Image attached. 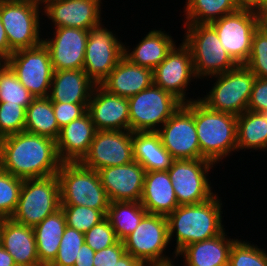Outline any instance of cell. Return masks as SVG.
<instances>
[{"mask_svg": "<svg viewBox=\"0 0 267 266\" xmlns=\"http://www.w3.org/2000/svg\"><path fill=\"white\" fill-rule=\"evenodd\" d=\"M126 253L123 241H118L116 244L96 251L94 255V266H114L117 261Z\"/></svg>", "mask_w": 267, "mask_h": 266, "instance_id": "obj_45", "label": "cell"}, {"mask_svg": "<svg viewBox=\"0 0 267 266\" xmlns=\"http://www.w3.org/2000/svg\"><path fill=\"white\" fill-rule=\"evenodd\" d=\"M165 32L161 28L149 30L133 49L124 43V56L133 64L154 70L177 42L169 32Z\"/></svg>", "mask_w": 267, "mask_h": 266, "instance_id": "obj_28", "label": "cell"}, {"mask_svg": "<svg viewBox=\"0 0 267 266\" xmlns=\"http://www.w3.org/2000/svg\"><path fill=\"white\" fill-rule=\"evenodd\" d=\"M84 237L85 243L95 252L110 247L119 241L107 218L85 232Z\"/></svg>", "mask_w": 267, "mask_h": 266, "instance_id": "obj_42", "label": "cell"}, {"mask_svg": "<svg viewBox=\"0 0 267 266\" xmlns=\"http://www.w3.org/2000/svg\"><path fill=\"white\" fill-rule=\"evenodd\" d=\"M127 99L131 132H157L183 104L154 84Z\"/></svg>", "mask_w": 267, "mask_h": 266, "instance_id": "obj_9", "label": "cell"}, {"mask_svg": "<svg viewBox=\"0 0 267 266\" xmlns=\"http://www.w3.org/2000/svg\"><path fill=\"white\" fill-rule=\"evenodd\" d=\"M123 244L126 253L144 266L170 265L179 260L174 251L172 255H166L170 241L168 220L164 215L147 213L137 228L123 240Z\"/></svg>", "mask_w": 267, "mask_h": 266, "instance_id": "obj_4", "label": "cell"}, {"mask_svg": "<svg viewBox=\"0 0 267 266\" xmlns=\"http://www.w3.org/2000/svg\"><path fill=\"white\" fill-rule=\"evenodd\" d=\"M110 202H140L145 169L137 161L97 171Z\"/></svg>", "mask_w": 267, "mask_h": 266, "instance_id": "obj_20", "label": "cell"}, {"mask_svg": "<svg viewBox=\"0 0 267 266\" xmlns=\"http://www.w3.org/2000/svg\"><path fill=\"white\" fill-rule=\"evenodd\" d=\"M0 266H17L13 257L0 244Z\"/></svg>", "mask_w": 267, "mask_h": 266, "instance_id": "obj_51", "label": "cell"}, {"mask_svg": "<svg viewBox=\"0 0 267 266\" xmlns=\"http://www.w3.org/2000/svg\"><path fill=\"white\" fill-rule=\"evenodd\" d=\"M250 242L237 239L233 243L228 266H267V251Z\"/></svg>", "mask_w": 267, "mask_h": 266, "instance_id": "obj_37", "label": "cell"}, {"mask_svg": "<svg viewBox=\"0 0 267 266\" xmlns=\"http://www.w3.org/2000/svg\"><path fill=\"white\" fill-rule=\"evenodd\" d=\"M209 24L232 59L237 64H245L251 53L253 34L259 27L257 12L238 9Z\"/></svg>", "mask_w": 267, "mask_h": 266, "instance_id": "obj_14", "label": "cell"}, {"mask_svg": "<svg viewBox=\"0 0 267 266\" xmlns=\"http://www.w3.org/2000/svg\"><path fill=\"white\" fill-rule=\"evenodd\" d=\"M218 195L203 203L179 205L167 216L169 241H176V255L185 246L216 237L225 230L223 203Z\"/></svg>", "mask_w": 267, "mask_h": 266, "instance_id": "obj_2", "label": "cell"}, {"mask_svg": "<svg viewBox=\"0 0 267 266\" xmlns=\"http://www.w3.org/2000/svg\"><path fill=\"white\" fill-rule=\"evenodd\" d=\"M214 79L209 92L199 99L211 110L239 116L247 110L255 74L244 64L221 74L205 78Z\"/></svg>", "mask_w": 267, "mask_h": 266, "instance_id": "obj_7", "label": "cell"}, {"mask_svg": "<svg viewBox=\"0 0 267 266\" xmlns=\"http://www.w3.org/2000/svg\"><path fill=\"white\" fill-rule=\"evenodd\" d=\"M61 209L64 212L67 226L83 233L106 218L101 210L87 206L61 205Z\"/></svg>", "mask_w": 267, "mask_h": 266, "instance_id": "obj_38", "label": "cell"}, {"mask_svg": "<svg viewBox=\"0 0 267 266\" xmlns=\"http://www.w3.org/2000/svg\"><path fill=\"white\" fill-rule=\"evenodd\" d=\"M6 60L0 59V73L7 67Z\"/></svg>", "mask_w": 267, "mask_h": 266, "instance_id": "obj_53", "label": "cell"}, {"mask_svg": "<svg viewBox=\"0 0 267 266\" xmlns=\"http://www.w3.org/2000/svg\"><path fill=\"white\" fill-rule=\"evenodd\" d=\"M134 160L146 172L168 170L174 160L157 132H132Z\"/></svg>", "mask_w": 267, "mask_h": 266, "instance_id": "obj_29", "label": "cell"}, {"mask_svg": "<svg viewBox=\"0 0 267 266\" xmlns=\"http://www.w3.org/2000/svg\"><path fill=\"white\" fill-rule=\"evenodd\" d=\"M95 86L83 69L55 70L48 97L52 102L89 103Z\"/></svg>", "mask_w": 267, "mask_h": 266, "instance_id": "obj_27", "label": "cell"}, {"mask_svg": "<svg viewBox=\"0 0 267 266\" xmlns=\"http://www.w3.org/2000/svg\"><path fill=\"white\" fill-rule=\"evenodd\" d=\"M62 163L53 139L25 131L0 139V167L13 176L50 177L58 173Z\"/></svg>", "mask_w": 267, "mask_h": 266, "instance_id": "obj_1", "label": "cell"}, {"mask_svg": "<svg viewBox=\"0 0 267 266\" xmlns=\"http://www.w3.org/2000/svg\"><path fill=\"white\" fill-rule=\"evenodd\" d=\"M96 132L88 111L61 128L56 140L60 160L63 163L80 162L88 153Z\"/></svg>", "mask_w": 267, "mask_h": 266, "instance_id": "obj_24", "label": "cell"}, {"mask_svg": "<svg viewBox=\"0 0 267 266\" xmlns=\"http://www.w3.org/2000/svg\"><path fill=\"white\" fill-rule=\"evenodd\" d=\"M256 12L258 15L259 28H267V0Z\"/></svg>", "mask_w": 267, "mask_h": 266, "instance_id": "obj_50", "label": "cell"}, {"mask_svg": "<svg viewBox=\"0 0 267 266\" xmlns=\"http://www.w3.org/2000/svg\"><path fill=\"white\" fill-rule=\"evenodd\" d=\"M183 24H209L239 8L234 0H185Z\"/></svg>", "mask_w": 267, "mask_h": 266, "instance_id": "obj_33", "label": "cell"}, {"mask_svg": "<svg viewBox=\"0 0 267 266\" xmlns=\"http://www.w3.org/2000/svg\"><path fill=\"white\" fill-rule=\"evenodd\" d=\"M164 266H176V265L173 263V264H170V265H164Z\"/></svg>", "mask_w": 267, "mask_h": 266, "instance_id": "obj_55", "label": "cell"}, {"mask_svg": "<svg viewBox=\"0 0 267 266\" xmlns=\"http://www.w3.org/2000/svg\"><path fill=\"white\" fill-rule=\"evenodd\" d=\"M226 233L225 229L216 237L185 246L177 258H184V266H228L231 247L237 238Z\"/></svg>", "mask_w": 267, "mask_h": 266, "instance_id": "obj_25", "label": "cell"}, {"mask_svg": "<svg viewBox=\"0 0 267 266\" xmlns=\"http://www.w3.org/2000/svg\"><path fill=\"white\" fill-rule=\"evenodd\" d=\"M87 111L97 131L129 130V102L126 97L113 95L96 85Z\"/></svg>", "mask_w": 267, "mask_h": 266, "instance_id": "obj_21", "label": "cell"}, {"mask_svg": "<svg viewBox=\"0 0 267 266\" xmlns=\"http://www.w3.org/2000/svg\"><path fill=\"white\" fill-rule=\"evenodd\" d=\"M6 62L35 98L49 96L54 70L49 51L43 43L14 51Z\"/></svg>", "mask_w": 267, "mask_h": 266, "instance_id": "obj_12", "label": "cell"}, {"mask_svg": "<svg viewBox=\"0 0 267 266\" xmlns=\"http://www.w3.org/2000/svg\"><path fill=\"white\" fill-rule=\"evenodd\" d=\"M23 180L0 167V219L11 218L16 211Z\"/></svg>", "mask_w": 267, "mask_h": 266, "instance_id": "obj_36", "label": "cell"}, {"mask_svg": "<svg viewBox=\"0 0 267 266\" xmlns=\"http://www.w3.org/2000/svg\"><path fill=\"white\" fill-rule=\"evenodd\" d=\"M85 243L84 233L66 226L56 258L49 266H74L76 256Z\"/></svg>", "mask_w": 267, "mask_h": 266, "instance_id": "obj_39", "label": "cell"}, {"mask_svg": "<svg viewBox=\"0 0 267 266\" xmlns=\"http://www.w3.org/2000/svg\"><path fill=\"white\" fill-rule=\"evenodd\" d=\"M115 32L102 23L89 30L83 70L96 85H100L124 56V43Z\"/></svg>", "mask_w": 267, "mask_h": 266, "instance_id": "obj_13", "label": "cell"}, {"mask_svg": "<svg viewBox=\"0 0 267 266\" xmlns=\"http://www.w3.org/2000/svg\"><path fill=\"white\" fill-rule=\"evenodd\" d=\"M267 35V28H260Z\"/></svg>", "mask_w": 267, "mask_h": 266, "instance_id": "obj_54", "label": "cell"}, {"mask_svg": "<svg viewBox=\"0 0 267 266\" xmlns=\"http://www.w3.org/2000/svg\"><path fill=\"white\" fill-rule=\"evenodd\" d=\"M157 133L174 160L203 159L193 116V101L182 104Z\"/></svg>", "mask_w": 267, "mask_h": 266, "instance_id": "obj_15", "label": "cell"}, {"mask_svg": "<svg viewBox=\"0 0 267 266\" xmlns=\"http://www.w3.org/2000/svg\"><path fill=\"white\" fill-rule=\"evenodd\" d=\"M54 115L59 128H63L71 121L80 118L87 112L89 103L52 102Z\"/></svg>", "mask_w": 267, "mask_h": 266, "instance_id": "obj_43", "label": "cell"}, {"mask_svg": "<svg viewBox=\"0 0 267 266\" xmlns=\"http://www.w3.org/2000/svg\"><path fill=\"white\" fill-rule=\"evenodd\" d=\"M244 65L256 77L267 79V35L259 27L253 34L251 53Z\"/></svg>", "mask_w": 267, "mask_h": 266, "instance_id": "obj_41", "label": "cell"}, {"mask_svg": "<svg viewBox=\"0 0 267 266\" xmlns=\"http://www.w3.org/2000/svg\"><path fill=\"white\" fill-rule=\"evenodd\" d=\"M197 97L193 116L203 159L215 165L237 151V116L211 110Z\"/></svg>", "mask_w": 267, "mask_h": 266, "instance_id": "obj_3", "label": "cell"}, {"mask_svg": "<svg viewBox=\"0 0 267 266\" xmlns=\"http://www.w3.org/2000/svg\"><path fill=\"white\" fill-rule=\"evenodd\" d=\"M94 255L95 251L89 247L86 243L82 245L79 250L78 256H76V261L74 266H94Z\"/></svg>", "mask_w": 267, "mask_h": 266, "instance_id": "obj_46", "label": "cell"}, {"mask_svg": "<svg viewBox=\"0 0 267 266\" xmlns=\"http://www.w3.org/2000/svg\"><path fill=\"white\" fill-rule=\"evenodd\" d=\"M66 226L64 212L59 209L33 227L37 255L42 266H49L56 258Z\"/></svg>", "mask_w": 267, "mask_h": 266, "instance_id": "obj_30", "label": "cell"}, {"mask_svg": "<svg viewBox=\"0 0 267 266\" xmlns=\"http://www.w3.org/2000/svg\"><path fill=\"white\" fill-rule=\"evenodd\" d=\"M152 84V69L133 64L123 56L100 86L113 95L129 98Z\"/></svg>", "mask_w": 267, "mask_h": 266, "instance_id": "obj_23", "label": "cell"}, {"mask_svg": "<svg viewBox=\"0 0 267 266\" xmlns=\"http://www.w3.org/2000/svg\"><path fill=\"white\" fill-rule=\"evenodd\" d=\"M214 166L206 159L172 161L167 171L179 205L203 203L216 194L208 178Z\"/></svg>", "mask_w": 267, "mask_h": 266, "instance_id": "obj_11", "label": "cell"}, {"mask_svg": "<svg viewBox=\"0 0 267 266\" xmlns=\"http://www.w3.org/2000/svg\"><path fill=\"white\" fill-rule=\"evenodd\" d=\"M39 5L24 1L0 0V17L9 47L13 51L42 44L41 23L44 18ZM41 15V17H40ZM41 23V24H40Z\"/></svg>", "mask_w": 267, "mask_h": 266, "instance_id": "obj_10", "label": "cell"}, {"mask_svg": "<svg viewBox=\"0 0 267 266\" xmlns=\"http://www.w3.org/2000/svg\"><path fill=\"white\" fill-rule=\"evenodd\" d=\"M102 0H46L43 14L54 26L90 30L102 22Z\"/></svg>", "mask_w": 267, "mask_h": 266, "instance_id": "obj_18", "label": "cell"}, {"mask_svg": "<svg viewBox=\"0 0 267 266\" xmlns=\"http://www.w3.org/2000/svg\"><path fill=\"white\" fill-rule=\"evenodd\" d=\"M26 121V108L19 104L0 102V139L23 132Z\"/></svg>", "mask_w": 267, "mask_h": 266, "instance_id": "obj_40", "label": "cell"}, {"mask_svg": "<svg viewBox=\"0 0 267 266\" xmlns=\"http://www.w3.org/2000/svg\"><path fill=\"white\" fill-rule=\"evenodd\" d=\"M15 1H24V2H30V3H34L36 5H39L40 7H43L46 0H15Z\"/></svg>", "mask_w": 267, "mask_h": 266, "instance_id": "obj_52", "label": "cell"}, {"mask_svg": "<svg viewBox=\"0 0 267 266\" xmlns=\"http://www.w3.org/2000/svg\"><path fill=\"white\" fill-rule=\"evenodd\" d=\"M239 9L257 11L266 0H234Z\"/></svg>", "mask_w": 267, "mask_h": 266, "instance_id": "obj_48", "label": "cell"}, {"mask_svg": "<svg viewBox=\"0 0 267 266\" xmlns=\"http://www.w3.org/2000/svg\"><path fill=\"white\" fill-rule=\"evenodd\" d=\"M140 203L148 213L164 216L179 206L167 170L145 172Z\"/></svg>", "mask_w": 267, "mask_h": 266, "instance_id": "obj_26", "label": "cell"}, {"mask_svg": "<svg viewBox=\"0 0 267 266\" xmlns=\"http://www.w3.org/2000/svg\"><path fill=\"white\" fill-rule=\"evenodd\" d=\"M53 103L49 97H38L26 109L24 131L57 140L60 134Z\"/></svg>", "mask_w": 267, "mask_h": 266, "instance_id": "obj_32", "label": "cell"}, {"mask_svg": "<svg viewBox=\"0 0 267 266\" xmlns=\"http://www.w3.org/2000/svg\"><path fill=\"white\" fill-rule=\"evenodd\" d=\"M114 266H144L138 259L131 254L125 253Z\"/></svg>", "mask_w": 267, "mask_h": 266, "instance_id": "obj_49", "label": "cell"}, {"mask_svg": "<svg viewBox=\"0 0 267 266\" xmlns=\"http://www.w3.org/2000/svg\"><path fill=\"white\" fill-rule=\"evenodd\" d=\"M267 151V112L246 110L237 116V152Z\"/></svg>", "mask_w": 267, "mask_h": 266, "instance_id": "obj_31", "label": "cell"}, {"mask_svg": "<svg viewBox=\"0 0 267 266\" xmlns=\"http://www.w3.org/2000/svg\"><path fill=\"white\" fill-rule=\"evenodd\" d=\"M134 161L130 130H102L95 133L88 153L80 163L90 169L126 165Z\"/></svg>", "mask_w": 267, "mask_h": 266, "instance_id": "obj_17", "label": "cell"}, {"mask_svg": "<svg viewBox=\"0 0 267 266\" xmlns=\"http://www.w3.org/2000/svg\"><path fill=\"white\" fill-rule=\"evenodd\" d=\"M247 110L267 112V79L256 77Z\"/></svg>", "mask_w": 267, "mask_h": 266, "instance_id": "obj_44", "label": "cell"}, {"mask_svg": "<svg viewBox=\"0 0 267 266\" xmlns=\"http://www.w3.org/2000/svg\"><path fill=\"white\" fill-rule=\"evenodd\" d=\"M13 52L9 47V42L0 17V59L7 60Z\"/></svg>", "mask_w": 267, "mask_h": 266, "instance_id": "obj_47", "label": "cell"}, {"mask_svg": "<svg viewBox=\"0 0 267 266\" xmlns=\"http://www.w3.org/2000/svg\"><path fill=\"white\" fill-rule=\"evenodd\" d=\"M0 244L17 266H42L39 262L33 227L0 219Z\"/></svg>", "mask_w": 267, "mask_h": 266, "instance_id": "obj_22", "label": "cell"}, {"mask_svg": "<svg viewBox=\"0 0 267 266\" xmlns=\"http://www.w3.org/2000/svg\"><path fill=\"white\" fill-rule=\"evenodd\" d=\"M148 212L140 202H110L106 218L113 227L119 241L132 233Z\"/></svg>", "mask_w": 267, "mask_h": 266, "instance_id": "obj_34", "label": "cell"}, {"mask_svg": "<svg viewBox=\"0 0 267 266\" xmlns=\"http://www.w3.org/2000/svg\"><path fill=\"white\" fill-rule=\"evenodd\" d=\"M168 53L166 58L153 70V84L174 95L183 104L194 99L187 97L191 82L199 79L194 72L190 48L182 41Z\"/></svg>", "mask_w": 267, "mask_h": 266, "instance_id": "obj_16", "label": "cell"}, {"mask_svg": "<svg viewBox=\"0 0 267 266\" xmlns=\"http://www.w3.org/2000/svg\"><path fill=\"white\" fill-rule=\"evenodd\" d=\"M61 209L58 175L24 179L16 211L11 219L19 224L34 227L44 218Z\"/></svg>", "mask_w": 267, "mask_h": 266, "instance_id": "obj_8", "label": "cell"}, {"mask_svg": "<svg viewBox=\"0 0 267 266\" xmlns=\"http://www.w3.org/2000/svg\"><path fill=\"white\" fill-rule=\"evenodd\" d=\"M57 175L61 205L87 206L107 214L110 199L96 170L80 162H65L61 164Z\"/></svg>", "mask_w": 267, "mask_h": 266, "instance_id": "obj_6", "label": "cell"}, {"mask_svg": "<svg viewBox=\"0 0 267 266\" xmlns=\"http://www.w3.org/2000/svg\"><path fill=\"white\" fill-rule=\"evenodd\" d=\"M183 41L191 50L194 72L198 79L225 73L238 64L222 47L210 24H184Z\"/></svg>", "mask_w": 267, "mask_h": 266, "instance_id": "obj_5", "label": "cell"}, {"mask_svg": "<svg viewBox=\"0 0 267 266\" xmlns=\"http://www.w3.org/2000/svg\"><path fill=\"white\" fill-rule=\"evenodd\" d=\"M52 38H43L53 70L83 69L89 30L72 27L52 28Z\"/></svg>", "mask_w": 267, "mask_h": 266, "instance_id": "obj_19", "label": "cell"}, {"mask_svg": "<svg viewBox=\"0 0 267 266\" xmlns=\"http://www.w3.org/2000/svg\"><path fill=\"white\" fill-rule=\"evenodd\" d=\"M34 98L9 66L0 73V102L19 104L27 109Z\"/></svg>", "mask_w": 267, "mask_h": 266, "instance_id": "obj_35", "label": "cell"}]
</instances>
